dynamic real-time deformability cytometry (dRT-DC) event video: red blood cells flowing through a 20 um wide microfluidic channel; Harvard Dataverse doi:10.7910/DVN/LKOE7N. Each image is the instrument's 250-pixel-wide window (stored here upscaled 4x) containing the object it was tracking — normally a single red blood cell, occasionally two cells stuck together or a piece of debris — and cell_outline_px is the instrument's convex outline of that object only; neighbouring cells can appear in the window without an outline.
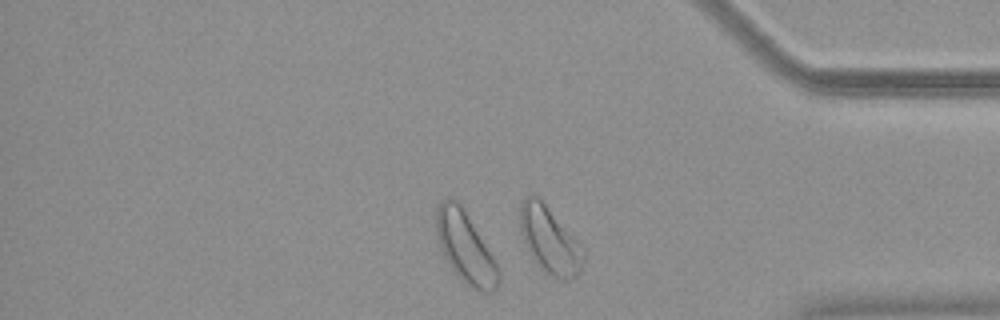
{"species": "common noctule bat (a hibernating species)", "species_latin": "Nyctalus noctula", "temperature_condition": "warm", "stored_images_in_passage": 37, "camera_frame_rate_fps": 3000, "um_per_image_px": 0.085, "animal": {"sex": "female", "body_mass_g": 19.9}, "frame": {"image": 1, "passage_image": 37, "time_ms": 12.0, "image_size_px": [1000, 320], "cell_outline_px": [[584, 260], [580, 272], [572, 280], [556, 280], [544, 272], [536, 264], [528, 252], [520, 232], [520, 204], [524, 196], [540, 196], [580, 240], [584, 248]], "centroid_in_image_um": [46.75, 20.4], "position_along_channel_um": 388.4, "area_um2": 25.84}, "authors_computed_cell_mechanics": {"area_um2": 19.5364, "velocity_mm_per_s": 3.7347, "shape_relaxation_time_tau1_ms": null, "shape_relaxation_time_tau2_ms": 3.332, "deformation_change_tau1": null, "deformation_change_tau2": 0.0979}}